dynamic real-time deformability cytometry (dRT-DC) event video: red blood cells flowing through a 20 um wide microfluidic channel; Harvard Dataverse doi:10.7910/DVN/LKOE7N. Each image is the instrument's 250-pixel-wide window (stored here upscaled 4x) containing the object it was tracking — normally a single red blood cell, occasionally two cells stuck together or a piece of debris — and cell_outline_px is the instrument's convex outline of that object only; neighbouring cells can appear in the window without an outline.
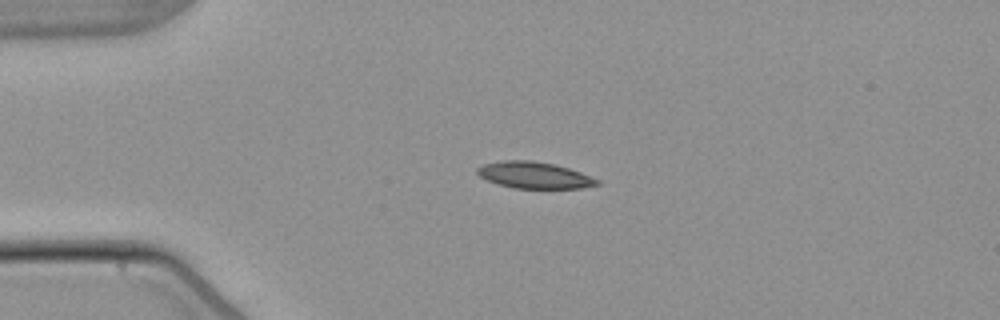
{"species": "common noctule bat (a hibernating species)", "species_latin": "Nyctalus noctula", "temperature_condition": "warm", "stored_images_in_passage": 4, "camera_frame_rate_fps": 3000, "um_per_image_px": 0.085, "animal": {"sex": "male", "body_mass_g": 21.5, "forearm_length_mm": 52.0}, "frame": {"image": 1, "passage_image": 2, "time_ms": 2.0, "image_size_px": [1000, 320], "cell_outline_px": [[600, 184], [580, 188], [512, 188], [496, 184], [480, 176], [476, 172], [476, 168], [484, 164], [504, 160], [532, 160], [552, 164], [568, 168], [580, 172], [600, 180]], "centroid_in_image_um": [45.39, 14.89], "position_along_channel_um": 39.6, "area_um2": 18.44}}